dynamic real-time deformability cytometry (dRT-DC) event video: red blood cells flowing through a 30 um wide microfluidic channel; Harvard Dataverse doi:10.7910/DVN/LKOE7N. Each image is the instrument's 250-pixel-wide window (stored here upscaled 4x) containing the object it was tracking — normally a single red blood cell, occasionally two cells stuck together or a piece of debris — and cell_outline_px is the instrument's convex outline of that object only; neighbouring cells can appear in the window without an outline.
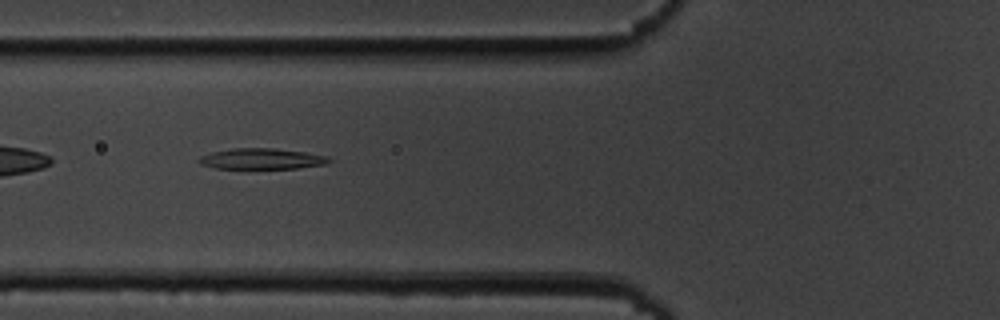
{"species": "common noctule bat (a hibernating species)", "species_latin": "Nyctalus noctula", "temperature_condition": "cold", "stored_images_in_passage": 8, "camera_frame_rate_fps": 3000, "um_per_image_px": 0.085, "animal": {"sex": "male", "body_mass_g": 19.5, "forearm_length_mm": 54.6}, "frame": {"image": 1, "passage_image": 5, "time_ms": 1.333, "image_size_px": [1000, 320], "cell_outline_px": [[332, 160], [328, 164], [300, 168], [216, 168], [200, 164], [196, 160], [200, 156], [212, 152], [232, 148], [272, 148], [304, 152], [328, 156]], "centroid_in_image_um": [22.26, 13.5], "position_along_channel_um": 103.5, "area_um2": 15.78}}